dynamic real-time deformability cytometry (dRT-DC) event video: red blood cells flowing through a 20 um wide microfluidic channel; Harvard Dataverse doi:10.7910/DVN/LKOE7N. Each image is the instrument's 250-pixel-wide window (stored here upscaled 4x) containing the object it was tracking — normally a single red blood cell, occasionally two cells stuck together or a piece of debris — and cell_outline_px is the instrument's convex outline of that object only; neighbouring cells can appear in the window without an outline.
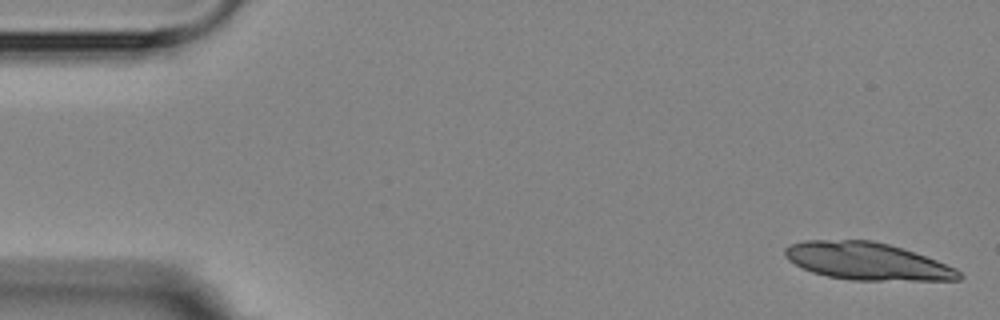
{"species": "Egyptian fruit bat (a non-hibernating species)", "species_latin": "Rousettus aegyptiacus", "temperature_condition": "room temperature", "stored_images_in_passage": 5, "camera_frame_rate_fps": 3000, "um_per_image_px": 0.085, "animal": {"sex": "female"}, "frame": {"image": 1, "passage_image": 1, "time_ms": 0.0, "image_size_px": [1000, 320], "cell_outline_px": [[964, 276], [960, 280], [852, 280], [828, 276], [812, 272], [788, 260], [784, 256], [784, 248], [792, 244], [804, 240], [872, 240], [888, 244], [936, 260], [956, 268]], "centroid_in_image_um": [73.69, 22.21], "position_along_channel_um": 11.3, "area_um2": 37.63}}